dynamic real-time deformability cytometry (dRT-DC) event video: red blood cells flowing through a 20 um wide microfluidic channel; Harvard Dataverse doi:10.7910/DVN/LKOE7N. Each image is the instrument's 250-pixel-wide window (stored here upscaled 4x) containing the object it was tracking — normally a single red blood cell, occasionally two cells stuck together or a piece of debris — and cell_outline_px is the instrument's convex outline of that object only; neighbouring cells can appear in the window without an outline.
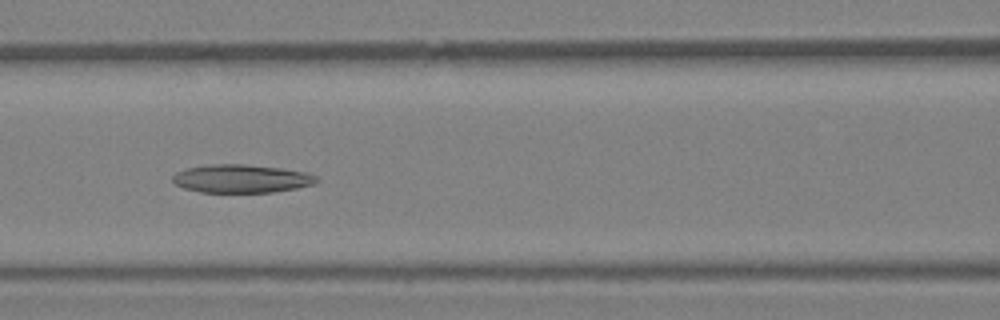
{"species": "Egyptian fruit bat (a non-hibernating species)", "species_latin": "Rousettus aegyptiacus", "temperature_condition": "warm", "stored_images_in_passage": 26, "camera_frame_rate_fps": 3000, "um_per_image_px": 0.085, "animal": {"sex": "female"}, "frame": {"image": 1, "passage_image": 6, "time_ms": 1.667, "image_size_px": [1000, 320], "cell_outline_px": [[320, 180], [312, 184], [296, 188], [272, 192], [200, 192], [184, 188], [176, 184], [172, 180], [172, 176], [176, 172], [188, 168], [212, 164], [244, 164], [280, 168], [304, 172], [316, 176]], "centroid_in_image_um": [20.5, 15.18], "position_along_channel_um": 146.1, "area_um2": 23.47}}
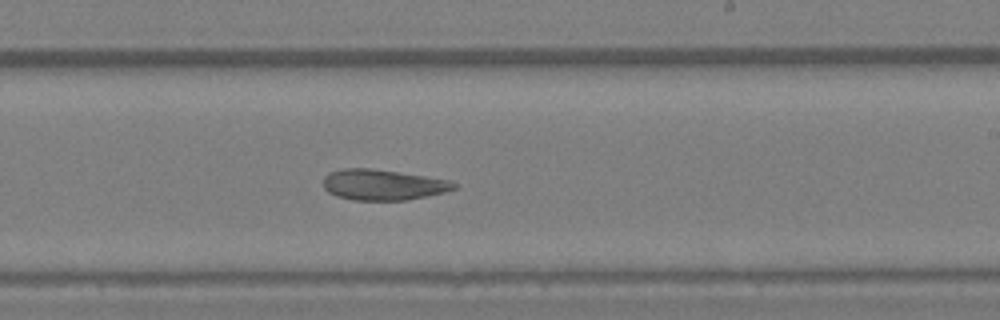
{"frame": {"image": 2, "passage_image": 12, "time_ms": 3.667, "image_size_px": [1000, 320], "cell_outline_px": [[456, 188], [444, 192], [404, 200], [352, 200], [336, 196], [328, 192], [324, 188], [324, 176], [328, 172], [340, 168], [372, 168], [400, 172], [448, 180], [456, 184]], "centroid_in_image_um": [32.48, 15.69], "position_along_channel_um": 256.5, "area_um2": 23.29}}
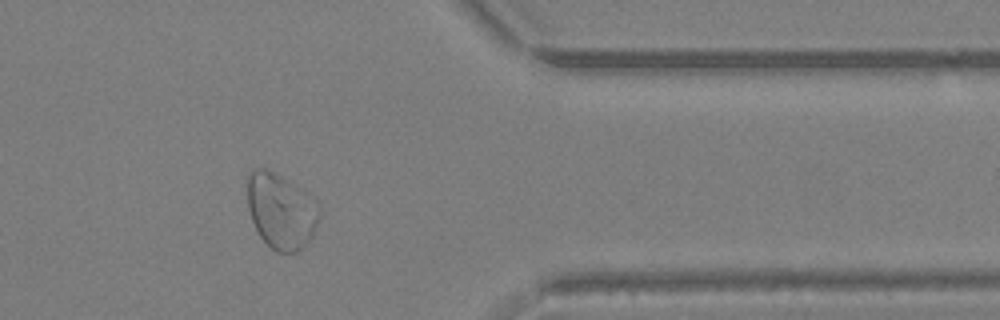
{"frame": {"image": 3, "passage_image": 20, "time_ms": 6.333, "image_size_px": [1000, 320], "cell_outline_px": [[320, 216], [312, 236], [296, 252], [276, 252], [260, 236], [252, 220], [248, 208], [244, 180], [248, 172], [252, 168], [264, 168], [276, 172], [296, 184], [308, 192], [316, 200], [320, 208]], "centroid_in_image_um": [23.85, 17.85], "position_along_channel_um": 387.5, "area_um2": 32.31}}